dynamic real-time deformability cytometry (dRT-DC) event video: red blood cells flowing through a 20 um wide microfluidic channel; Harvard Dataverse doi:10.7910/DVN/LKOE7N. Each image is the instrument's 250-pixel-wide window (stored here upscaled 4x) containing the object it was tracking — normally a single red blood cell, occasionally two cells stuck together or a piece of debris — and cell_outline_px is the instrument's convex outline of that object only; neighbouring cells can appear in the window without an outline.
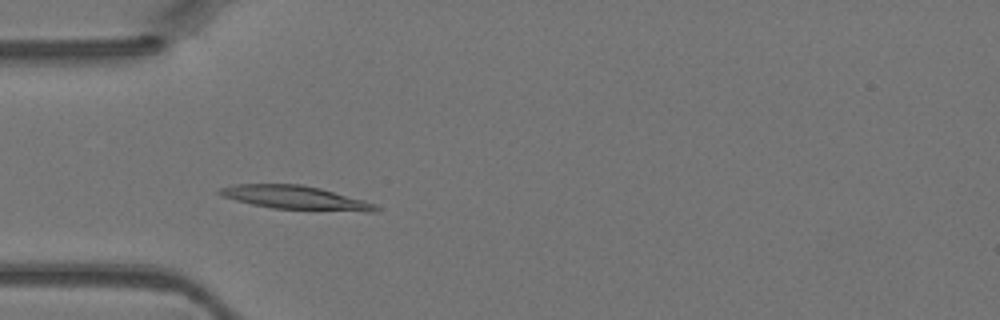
{"species": "Egyptian fruit bat (a non-hibernating species)", "species_latin": "Rousettus aegyptiacus", "temperature_condition": "warm", "stored_images_in_passage": 38, "camera_frame_rate_fps": 3000, "um_per_image_px": 0.085, "animal": {"sex": "female"}, "frame": {"image": 1, "passage_image": 6, "time_ms": 1.667, "image_size_px": [1000, 320], "cell_outline_px": [[380, 208], [376, 212], [368, 212], [272, 208], [252, 204], [236, 200], [224, 196], [216, 192], [220, 188], [236, 184], [300, 184], [320, 188], [364, 200]], "centroid_in_image_um": [25.12, 16.8], "position_along_channel_um": 59.9, "area_um2": 21.27}}
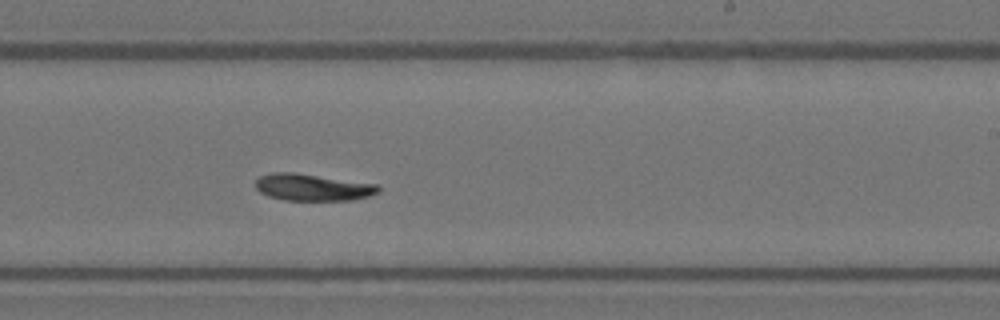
{"frame": {"image": 2, "passage_image": 20, "time_ms": 6.333, "image_size_px": [1000, 320], "cell_outline_px": [[380, 192], [368, 196], [352, 200], [284, 200], [268, 196], [260, 192], [256, 188], [256, 180], [260, 176], [268, 172], [292, 172], [376, 184], [380, 188]], "centroid_in_image_um": [26.54, 15.92], "position_along_channel_um": 262.5, "area_um2": 19.13}}
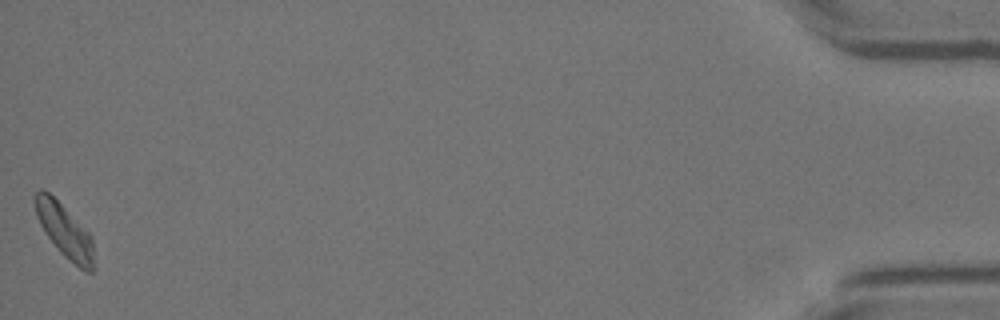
{"frame": {"image": 3, "passage_image": 38, "time_ms": 12.333, "image_size_px": [1000, 320], "cell_outline_px": [[92, 272], [84, 272], [64, 256], [60, 252], [48, 236], [40, 224], [36, 216], [32, 196], [40, 188], [44, 188], [92, 236]], "centroid_in_image_um": [5.43, 19.59], "position_along_channel_um": 429.8, "area_um2": 17.92}}